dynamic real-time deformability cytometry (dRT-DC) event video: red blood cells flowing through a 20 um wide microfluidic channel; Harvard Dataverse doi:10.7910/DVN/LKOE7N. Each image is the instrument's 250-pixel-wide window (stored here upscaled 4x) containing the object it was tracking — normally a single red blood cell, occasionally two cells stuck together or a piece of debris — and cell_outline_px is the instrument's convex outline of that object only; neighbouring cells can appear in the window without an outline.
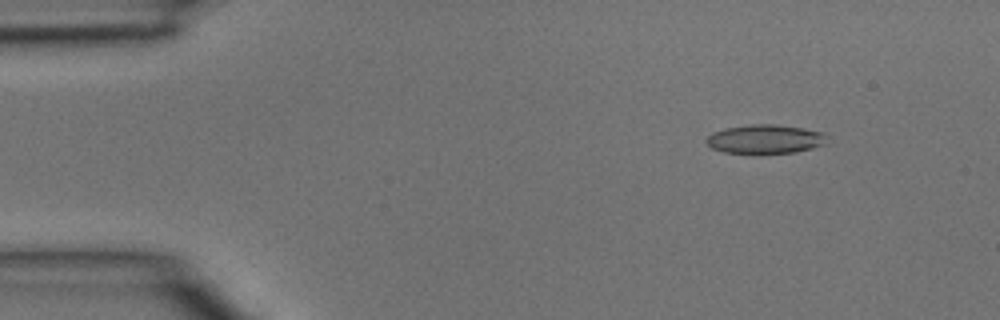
{"species": "common noctule bat (a hibernating species)", "species_latin": "Nyctalus noctula", "temperature_condition": "room temperature", "stored_images_in_passage": 4, "camera_frame_rate_fps": 3000, "um_per_image_px": 0.085, "animal": {"sex": "male", "body_mass_g": 15.6}, "frame": {"image": 1, "passage_image": 2, "time_ms": 0.333, "image_size_px": [1000, 320], "cell_outline_px": [[828, 144], [796, 152], [764, 156], [756, 156], [724, 152], [712, 148], [704, 140], [712, 132], [724, 128], [752, 124], [776, 124], [804, 128], [824, 132]], "centroid_in_image_um": [65.04, 11.87], "position_along_channel_um": 20.0, "area_um2": 21.39}}